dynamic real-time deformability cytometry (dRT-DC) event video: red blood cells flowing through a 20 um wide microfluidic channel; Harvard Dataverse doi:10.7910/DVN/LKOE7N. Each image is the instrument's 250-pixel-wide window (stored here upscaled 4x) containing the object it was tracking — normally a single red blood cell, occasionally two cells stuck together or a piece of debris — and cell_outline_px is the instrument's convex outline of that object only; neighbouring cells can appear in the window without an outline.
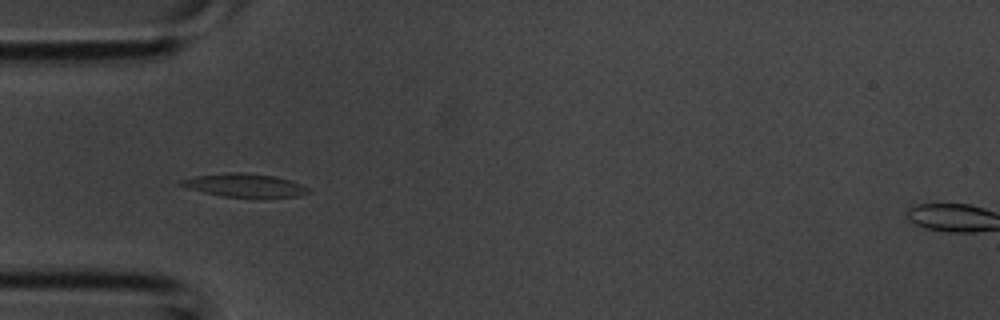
{"species": "common noctule bat (a hibernating species)", "species_latin": "Nyctalus noctula", "temperature_condition": "room temperature", "stored_images_in_passage": 4, "camera_frame_rate_fps": 3000, "um_per_image_px": 0.085, "animal": {"sex": "male", "body_mass_g": 20.1, "forearm_length_mm": 53.5}, "frame": {"image": 1, "passage_image": 3, "time_ms": 0.667, "image_size_px": [1000, 320], "cell_outline_px": [[308, 192], [296, 196], [256, 200], [224, 196], [204, 192], [188, 188], [176, 184], [180, 180], [196, 176], [224, 172], [244, 172], [276, 176], [292, 180], [308, 188]], "centroid_in_image_um": [20.81, 15.77], "position_along_channel_um": 64.2, "area_um2": 17.98}}
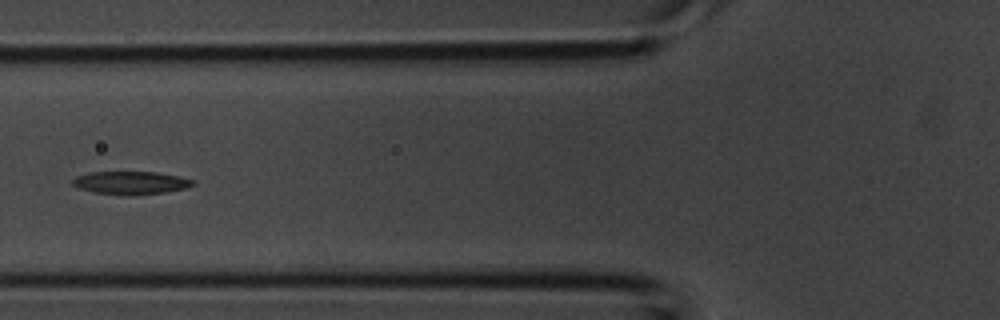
{"frame": {"image": 2, "passage_image": 4, "time_ms": 1.0, "image_size_px": [1000, 320], "cell_outline_px": [[196, 184], [184, 188], [164, 192], [132, 196], [128, 196], [92, 192], [80, 188], [72, 184], [72, 180], [76, 176], [88, 172], [156, 172], [180, 176], [196, 180]], "centroid_in_image_um": [11.13, 15.54], "position_along_channel_um": 114.7, "area_um2": 16.3}}